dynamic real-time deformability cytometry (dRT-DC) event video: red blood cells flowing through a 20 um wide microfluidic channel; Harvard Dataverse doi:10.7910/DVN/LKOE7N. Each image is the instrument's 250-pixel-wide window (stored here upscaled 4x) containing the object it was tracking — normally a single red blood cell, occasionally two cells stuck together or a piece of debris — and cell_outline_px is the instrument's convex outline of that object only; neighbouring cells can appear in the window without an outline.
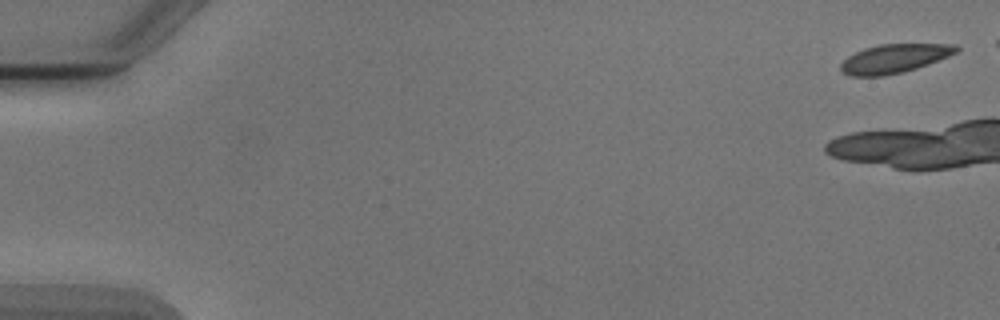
{"species": "Egyptian fruit bat (a non-hibernating species)", "species_latin": "Rousettus aegyptiacus", "temperature_condition": "cold", "stored_images_in_passage": 4, "camera_frame_rate_fps": 3000, "um_per_image_px": 0.085, "animal": {"sex": "male"}, "frame": {"image": 1, "passage_image": 1, "time_ms": 0.0, "image_size_px": [1000, 320], "cell_outline_px": [[960, 48], [956, 52], [948, 56], [928, 64], [904, 72], [884, 76], [848, 76], [840, 72], [840, 64], [848, 56], [864, 48], [880, 44], [956, 44]], "centroid_in_image_um": [75.98, 4.98], "position_along_channel_um": 9.0, "area_um2": 19.48}}